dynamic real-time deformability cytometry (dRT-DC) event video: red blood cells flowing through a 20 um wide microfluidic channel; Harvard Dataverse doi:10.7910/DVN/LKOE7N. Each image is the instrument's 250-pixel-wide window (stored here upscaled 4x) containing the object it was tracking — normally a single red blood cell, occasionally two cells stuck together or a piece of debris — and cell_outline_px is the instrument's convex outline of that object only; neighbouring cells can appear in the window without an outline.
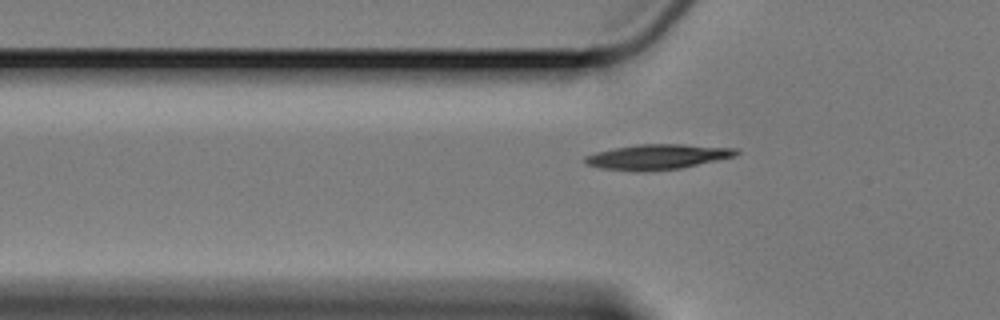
{"species": "Egyptian fruit bat (a non-hibernating species)", "species_latin": "Rousettus aegyptiacus", "temperature_condition": "cold", "stored_images_in_passage": 38, "camera_frame_rate_fps": 3000, "um_per_image_px": 0.085, "animal": {"sex": "female"}, "frame": {"image": 1, "passage_image": 4, "time_ms": 1.0, "image_size_px": [1000, 320], "cell_outline_px": [[740, 152], [736, 156], [680, 168], [636, 172], [600, 168], [588, 164], [584, 160], [584, 156], [596, 152], [636, 144], [684, 144], [736, 148]], "centroid_in_image_um": [55.89, 13.33], "position_along_channel_um": 69.9, "area_um2": 22.08}}
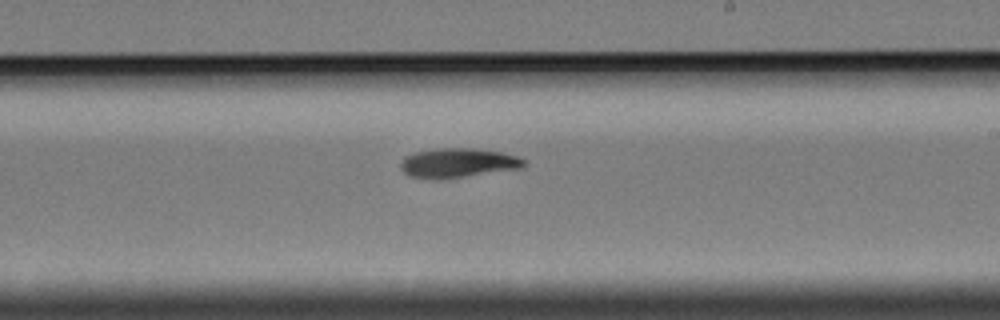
{"frame": {"image": 2, "passage_image": 20, "time_ms": 6.333, "image_size_px": [1000, 320], "cell_outline_px": [[528, 164], [520, 168], [444, 180], [432, 180], [408, 176], [400, 168], [400, 164], [404, 156], [416, 152], [440, 148], [472, 148], [500, 152], [516, 156], [524, 160]], "centroid_in_image_um": [38.88, 13.87], "position_along_channel_um": 250.1, "area_um2": 21.39}}
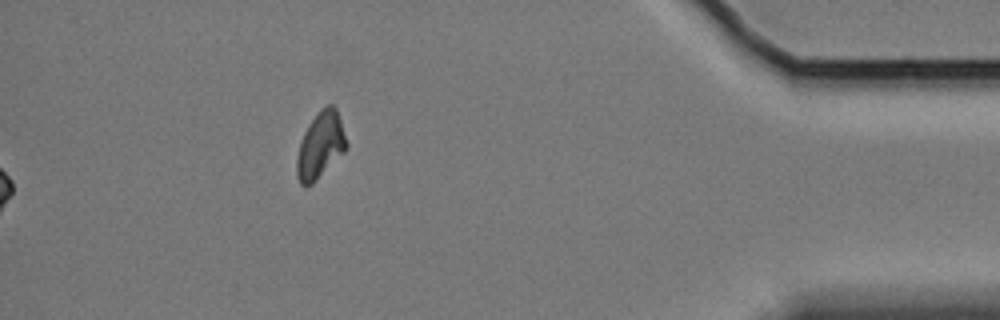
{"frame": {"image": 3, "passage_image": 38, "time_ms": 12.333, "image_size_px": [1000, 320], "cell_outline_px": [[348, 144], [344, 152], [312, 184], [300, 184], [296, 176], [296, 160], [300, 140], [308, 124], [320, 108], [328, 104], [332, 104], [336, 108]], "centroid_in_image_um": [27.22, 12.33], "position_along_channel_um": 408.0, "area_um2": 19.13}, "authors_computed_cell_mechanics": {"area_um2": 20.519, "velocity_mm_per_s": 3.3803, "shape_relaxation_time_tau1_ms": 5.4109, "shape_relaxation_time_tau2_ms": 8.9737, "deformation_change_tau1": 0.1361, "deformation_change_tau2": 0.1138}}